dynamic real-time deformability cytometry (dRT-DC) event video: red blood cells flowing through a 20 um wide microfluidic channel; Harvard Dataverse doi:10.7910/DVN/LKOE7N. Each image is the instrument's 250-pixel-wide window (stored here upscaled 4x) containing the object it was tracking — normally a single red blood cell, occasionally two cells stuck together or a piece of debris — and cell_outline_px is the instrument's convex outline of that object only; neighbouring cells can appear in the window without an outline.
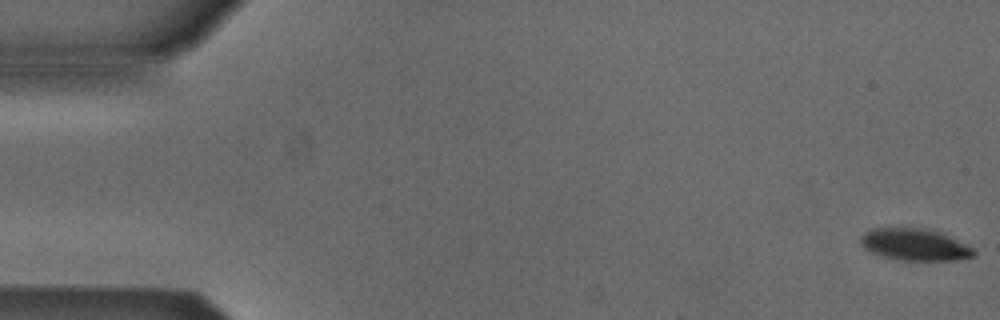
{"species": "Egyptian fruit bat (a non-hibernating species)", "species_latin": "Rousettus aegyptiacus", "temperature_condition": "cold", "stored_images_in_passage": 19, "camera_frame_rate_fps": 3000, "um_per_image_px": 0.085, "animal": {"sex": "male"}, "frame": {"image": 1, "passage_image": 1, "time_ms": 0.0, "image_size_px": [1000, 320], "cell_outline_px": [[976, 252], [972, 256], [956, 260], [904, 260], [884, 256], [872, 252], [864, 248], [860, 240], [860, 236], [864, 232], [872, 228], [908, 224], [928, 228], [948, 236], [976, 248]], "centroid_in_image_um": [77.73, 20.72], "position_along_channel_um": 7.3, "area_um2": 21.68}}